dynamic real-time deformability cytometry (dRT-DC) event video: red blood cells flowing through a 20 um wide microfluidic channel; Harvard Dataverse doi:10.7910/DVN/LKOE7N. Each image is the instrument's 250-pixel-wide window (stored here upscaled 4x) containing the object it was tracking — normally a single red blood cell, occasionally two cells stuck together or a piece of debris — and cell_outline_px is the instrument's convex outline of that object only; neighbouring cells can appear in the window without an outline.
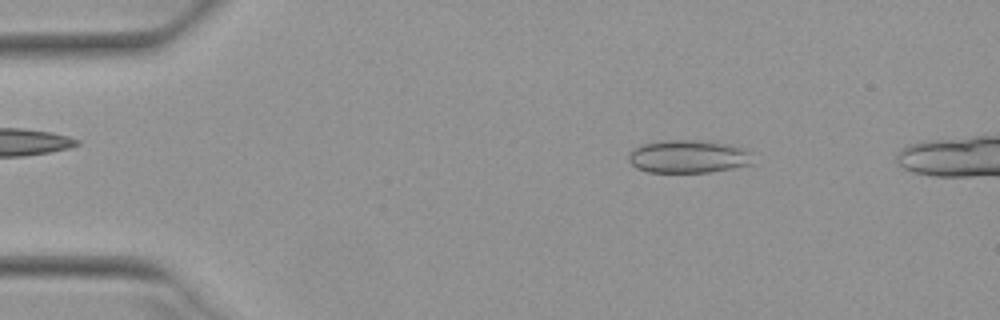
{"species": "Egyptian fruit bat (a non-hibernating species)", "species_latin": "Rousettus aegyptiacus", "temperature_condition": "warm", "stored_images_in_passage": 15, "camera_frame_rate_fps": 3000, "um_per_image_px": 0.085, "animal": {"sex": "female"}, "frame": {"image": 1, "passage_image": 7, "time_ms": 2.0, "image_size_px": [1000, 320], "cell_outline_px": [[756, 164], [708, 172], [648, 172], [636, 168], [628, 160], [628, 156], [640, 144], [664, 140], [704, 140], [732, 144], [748, 148]], "centroid_in_image_um": [58.59, 13.29], "position_along_channel_um": 26.4, "area_um2": 24.33}}